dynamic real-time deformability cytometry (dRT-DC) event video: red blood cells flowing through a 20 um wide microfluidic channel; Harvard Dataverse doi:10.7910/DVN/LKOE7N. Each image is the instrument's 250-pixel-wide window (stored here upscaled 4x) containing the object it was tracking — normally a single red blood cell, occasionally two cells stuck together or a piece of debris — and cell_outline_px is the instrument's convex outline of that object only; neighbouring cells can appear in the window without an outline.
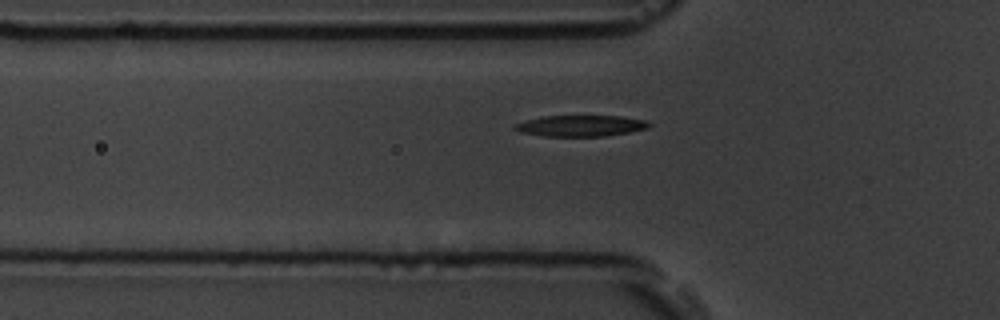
{"species": "common noctule bat (a hibernating species)", "species_latin": "Nyctalus noctula", "temperature_condition": "room temperature", "stored_images_in_passage": 38, "camera_frame_rate_fps": 3000, "um_per_image_px": 0.085, "animal": {"sex": "male", "body_mass_g": 19.5, "forearm_length_mm": 54.6}, "frame": {"image": 1, "passage_image": 4, "time_ms": 1.0, "image_size_px": [1000, 320], "cell_outline_px": [[652, 124], [648, 128], [628, 132], [604, 136], [544, 136], [520, 132], [512, 128], [512, 124], [524, 120], [544, 116], [620, 116], [644, 120]], "centroid_in_image_um": [49.3, 10.69], "position_along_channel_um": 76.5, "area_um2": 16.53}}
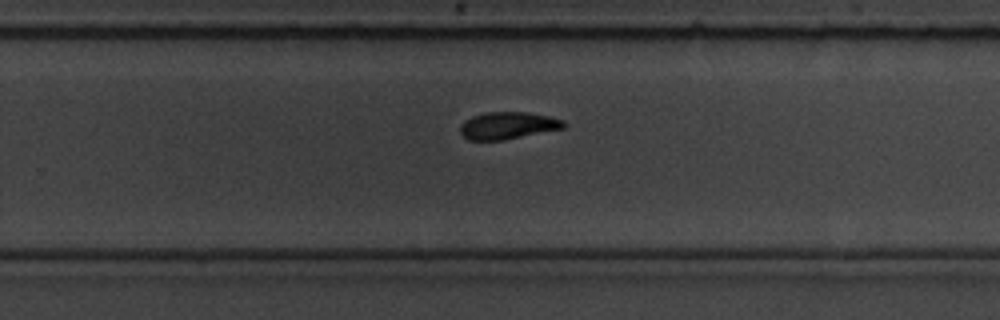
{"frame": {"image": 2, "passage_image": 21, "time_ms": 6.667, "image_size_px": [1000, 320], "cell_outline_px": [[568, 124], [564, 128], [504, 140], [468, 140], [460, 132], [460, 124], [464, 120], [472, 116], [484, 112], [528, 112], [548, 116], [564, 120]], "centroid_in_image_um": [43.16, 10.66], "position_along_channel_um": 286.6, "area_um2": 16.53}}
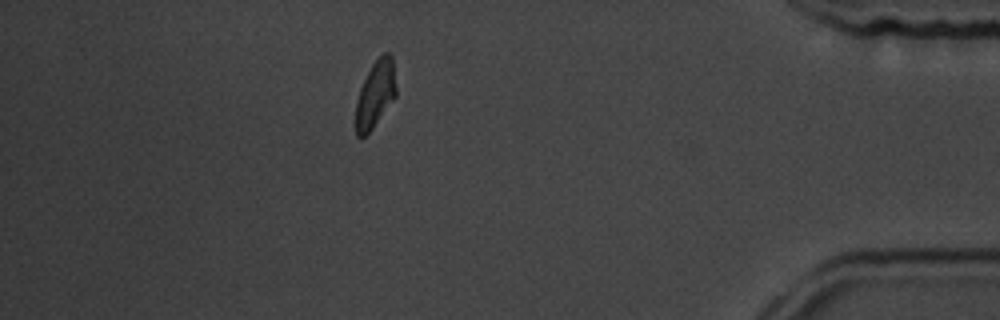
{"frame": {"image": 3, "passage_image": 34, "time_ms": 11.0, "image_size_px": [1000, 320], "cell_outline_px": [[396, 96], [372, 128], [364, 136], [356, 136], [356, 100], [360, 88], [372, 64], [384, 52], [388, 52], [392, 56], [396, 88]], "centroid_in_image_um": [31.91, 7.98], "position_along_channel_um": 403.3, "area_um2": 15.43}, "authors_computed_cell_mechanics": {"area_um2": 16.6753, "velocity_mm_per_s": 3.709, "shape_relaxation_time_tau1_ms": 2.2624, "shape_relaxation_time_tau2_ms": 4.9504, "deformation_change_tau1": 0.1544, "deformation_change_tau2": 0.1128}}